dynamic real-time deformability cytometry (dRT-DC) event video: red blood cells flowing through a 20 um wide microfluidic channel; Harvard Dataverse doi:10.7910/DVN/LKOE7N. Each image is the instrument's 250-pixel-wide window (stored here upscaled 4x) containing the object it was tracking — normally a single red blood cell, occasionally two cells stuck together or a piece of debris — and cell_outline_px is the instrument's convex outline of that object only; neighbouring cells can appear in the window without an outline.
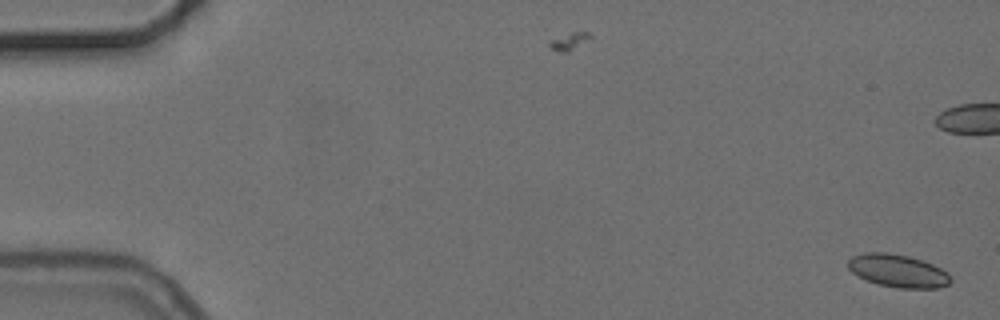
{"species": "common noctule bat (a hibernating species)", "species_latin": "Nyctalus noctula", "temperature_condition": "cold", "stored_images_in_passage": 56, "camera_frame_rate_fps": 3000, "um_per_image_px": 0.085, "animal": {"sex": "female", "body_mass_g": 24.6, "forearm_length_mm": 56.2}, "frame": {"image": 1, "passage_image": 1, "time_ms": 0.0, "image_size_px": [1000, 320], "cell_outline_px": [[952, 280], [948, 284], [940, 288], [896, 288], [880, 284], [868, 280], [852, 272], [848, 268], [848, 260], [852, 256], [864, 252], [888, 252], [908, 256], [924, 260], [948, 272]], "centroid_in_image_um": [76.34, 23.01], "position_along_channel_um": 8.7, "area_um2": 19.65}}
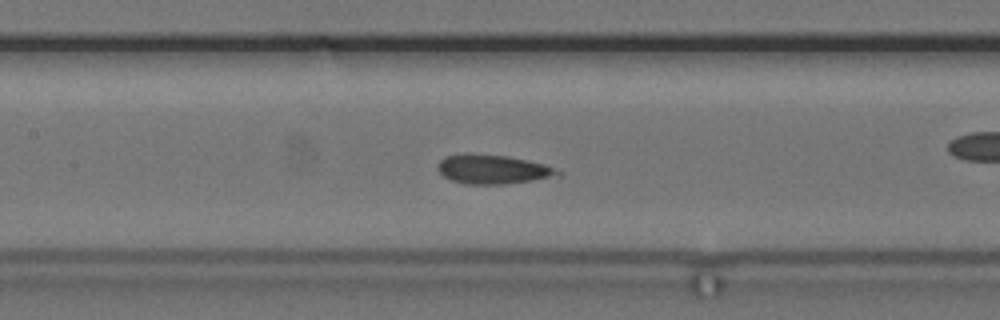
{"frame": {"image": 2, "passage_image": 26, "time_ms": 8.333, "image_size_px": [1000, 320], "cell_outline_px": [[564, 172], [560, 176], [504, 184], [464, 184], [452, 180], [444, 176], [436, 168], [440, 160], [444, 156], [464, 152], [468, 152], [508, 156], [528, 160], [544, 164]], "centroid_in_image_um": [41.87, 14.37], "position_along_channel_um": 165.5, "area_um2": 20.75}}
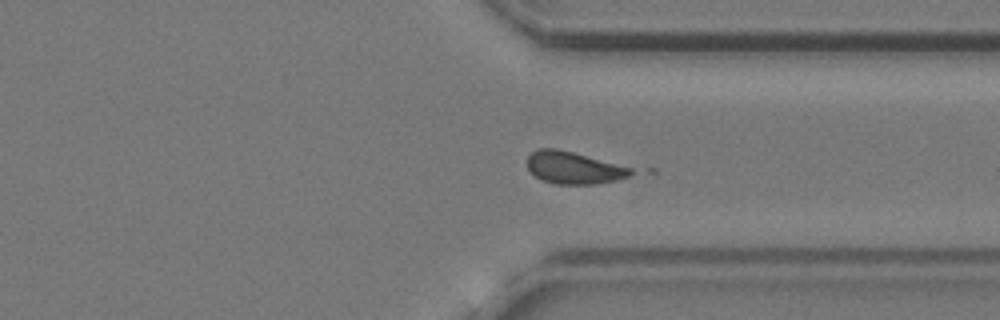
{"frame": {"image": 3, "passage_image": 42, "time_ms": 13.667, "image_size_px": [1000, 320], "cell_outline_px": [[640, 172], [632, 176], [616, 180], [596, 184], [556, 184], [540, 180], [528, 168], [528, 156], [532, 152], [540, 148], [556, 148], [572, 152], [632, 168]], "centroid_in_image_um": [48.82, 14.27], "position_along_channel_um": 362.6, "area_um2": 19.48}, "authors_computed_cell_mechanics": {"area_um2": 19.8832, "velocity_mm_per_s": 3.7088, "shape_relaxation_time_tau1_ms": null, "shape_relaxation_time_tau2_ms": 1.5548, "deformation_change_tau1": null, "deformation_change_tau2": 0.0997}}